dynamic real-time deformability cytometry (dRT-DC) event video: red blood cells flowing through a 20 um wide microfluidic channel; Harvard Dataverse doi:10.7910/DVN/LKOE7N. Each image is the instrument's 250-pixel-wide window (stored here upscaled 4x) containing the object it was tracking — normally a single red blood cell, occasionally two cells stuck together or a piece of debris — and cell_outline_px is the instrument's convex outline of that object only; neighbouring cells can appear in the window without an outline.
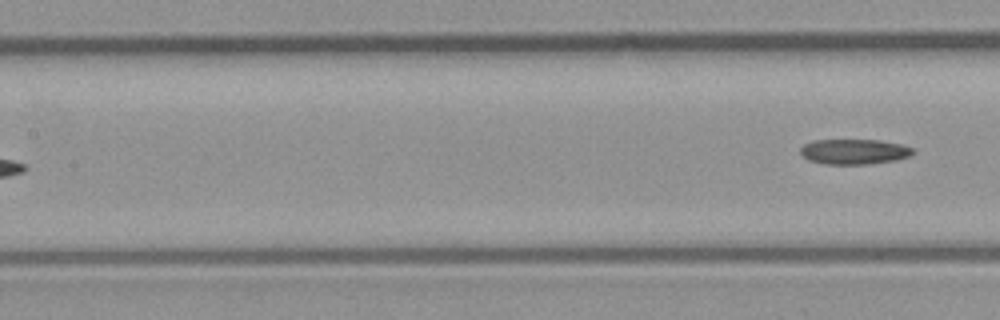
{"species": "common noctule bat (a hibernating species)", "species_latin": "Nyctalus noctula", "temperature_condition": "room temperature", "stored_images_in_passage": 7, "segment_of_instrument_passage": [2, 2], "camera_frame_rate_fps": 3000, "um_per_image_px": 0.085, "animal": {"sex": "male", "body_mass_g": 23.1, "forearm_length_mm": 52.7}, "frame": {"image": 1, "passage_image": 7, "time_ms": 2.0, "image_size_px": [1000, 320], "cell_outline_px": [[916, 152], [912, 156], [896, 160], [868, 164], [824, 164], [808, 160], [800, 156], [800, 148], [804, 144], [812, 140], [880, 140], [900, 144], [912, 148]], "centroid_in_image_um": [72.59, 12.89], "position_along_channel_um": 134.8, "area_um2": 16.76}}